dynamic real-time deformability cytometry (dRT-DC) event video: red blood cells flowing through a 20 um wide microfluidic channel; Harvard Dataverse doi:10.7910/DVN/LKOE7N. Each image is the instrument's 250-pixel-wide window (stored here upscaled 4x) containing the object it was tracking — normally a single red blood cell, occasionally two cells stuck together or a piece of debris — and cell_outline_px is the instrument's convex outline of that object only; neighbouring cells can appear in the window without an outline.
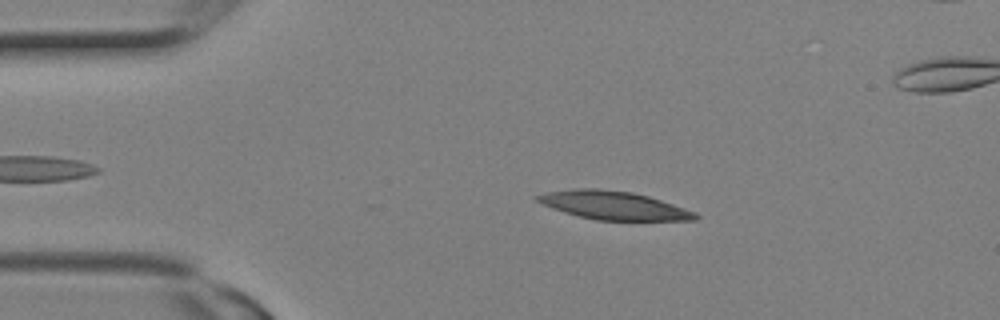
{"species": "Egyptian fruit bat (a non-hibernating species)", "species_latin": "Rousettus aegyptiacus", "temperature_condition": "room temperature", "stored_images_in_passage": 8, "camera_frame_rate_fps": 3000, "um_per_image_px": 0.085, "animal": {"sex": "female"}, "frame": {"image": 1, "passage_image": 4, "time_ms": 1.0, "image_size_px": [1000, 320], "cell_outline_px": [[700, 216], [696, 220], [596, 220], [564, 212], [552, 208], [536, 200], [532, 196], [548, 192], [572, 188], [600, 188], [632, 192], [648, 196], [696, 212]], "centroid_in_image_um": [52.13, 17.45], "position_along_channel_um": 32.9, "area_um2": 26.01}}
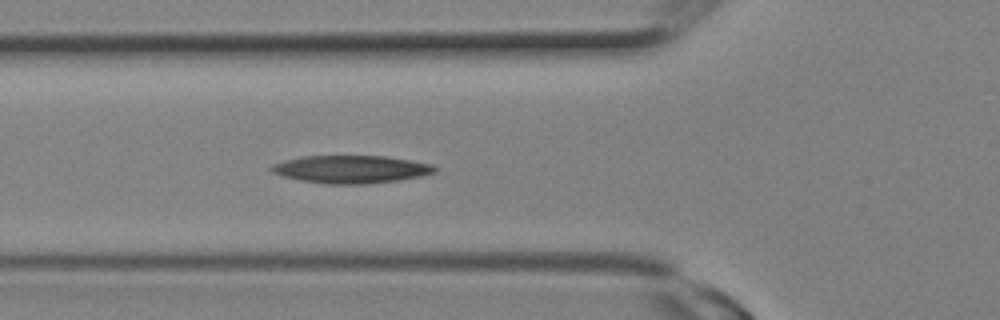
{"frame": {"image": 2, "passage_image": 8, "time_ms": 2.333, "image_size_px": [1000, 320], "cell_outline_px": [[440, 168], [436, 172], [420, 176], [396, 180], [364, 184], [324, 184], [300, 180], [284, 176], [272, 172], [268, 168], [272, 164], [284, 160], [300, 156], [384, 156], [432, 164]], "centroid_in_image_um": [29.81, 14.38], "position_along_channel_um": 96.0, "area_um2": 26.41}}